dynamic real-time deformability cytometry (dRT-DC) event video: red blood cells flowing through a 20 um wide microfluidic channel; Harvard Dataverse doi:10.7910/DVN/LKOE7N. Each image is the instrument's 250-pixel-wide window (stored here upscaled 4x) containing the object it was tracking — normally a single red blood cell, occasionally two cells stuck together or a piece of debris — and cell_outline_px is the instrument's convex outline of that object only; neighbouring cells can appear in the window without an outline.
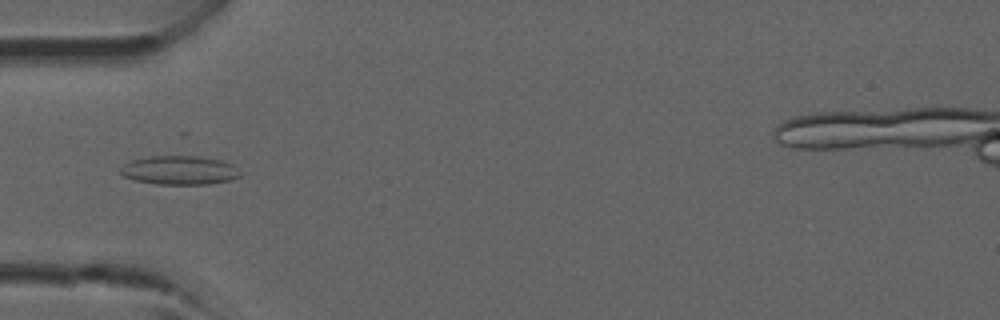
{"species": "common noctule bat (a hibernating species)", "species_latin": "Nyctalus noctula", "temperature_condition": "room temperature", "stored_images_in_passage": 3, "camera_frame_rate_fps": 3000, "um_per_image_px": 0.085, "animal": {"sex": "male", "forearm_length_mm": 52.5}, "frame": {"image": 1, "passage_image": 3, "time_ms": 2.333, "image_size_px": [1000, 320], "cell_outline_px": [[244, 172], [240, 176], [232, 180], [208, 184], [156, 184], [136, 180], [124, 176], [120, 172], [120, 168], [124, 164], [132, 160], [148, 156], [180, 152], [184, 152], [220, 160], [232, 164]], "centroid_in_image_um": [15.3, 14.41], "position_along_channel_um": 69.7, "area_um2": 21.15}}